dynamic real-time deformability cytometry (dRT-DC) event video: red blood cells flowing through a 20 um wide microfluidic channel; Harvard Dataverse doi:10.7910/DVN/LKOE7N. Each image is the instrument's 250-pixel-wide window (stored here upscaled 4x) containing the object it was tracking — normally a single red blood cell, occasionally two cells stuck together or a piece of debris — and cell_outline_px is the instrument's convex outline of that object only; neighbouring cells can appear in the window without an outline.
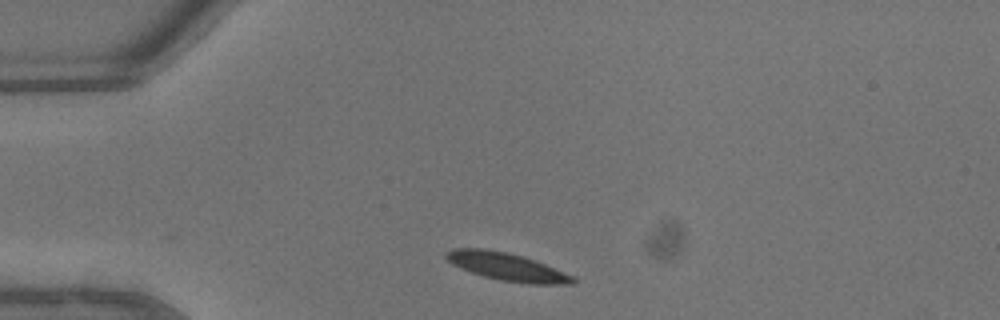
{"species": "common noctule bat (a hibernating species)", "species_latin": "Nyctalus noctula", "temperature_condition": "warm", "stored_images_in_passage": 27, "camera_frame_rate_fps": 3000, "um_per_image_px": 0.085, "animal": {"sex": "male", "body_mass_g": 13.3}, "frame": {"image": 1, "passage_image": 1, "time_ms": 0.0, "image_size_px": [1000, 320], "cell_outline_px": [[576, 284], [528, 284], [500, 280], [484, 276], [460, 268], [452, 264], [444, 256], [444, 252], [452, 248], [484, 248], [508, 252], [536, 260], [572, 276], [576, 280]], "centroid_in_image_um": [43.05, 22.66], "position_along_channel_um": 41.9, "area_um2": 20.58}}
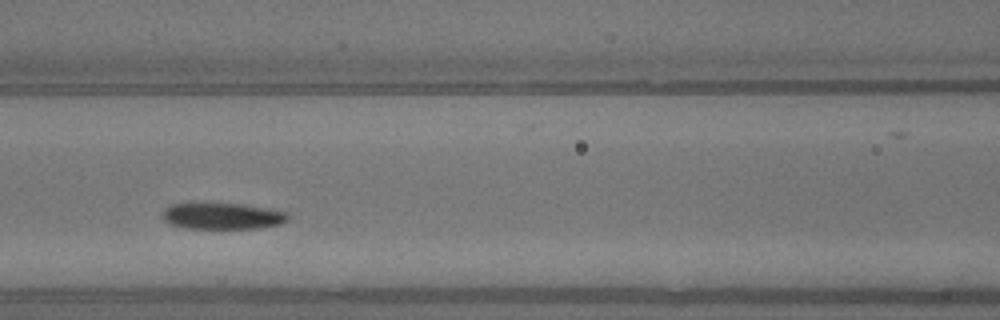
{"frame": {"image": 2, "passage_image": 10, "time_ms": 3.0, "image_size_px": [1000, 320], "cell_outline_px": [[288, 220], [280, 224], [260, 228], [220, 232], [184, 228], [168, 224], [160, 216], [164, 208], [172, 204], [192, 200], [244, 204], [268, 208], [288, 212]], "centroid_in_image_um": [18.8, 18.37], "position_along_channel_um": 147.8, "area_um2": 21.44}}
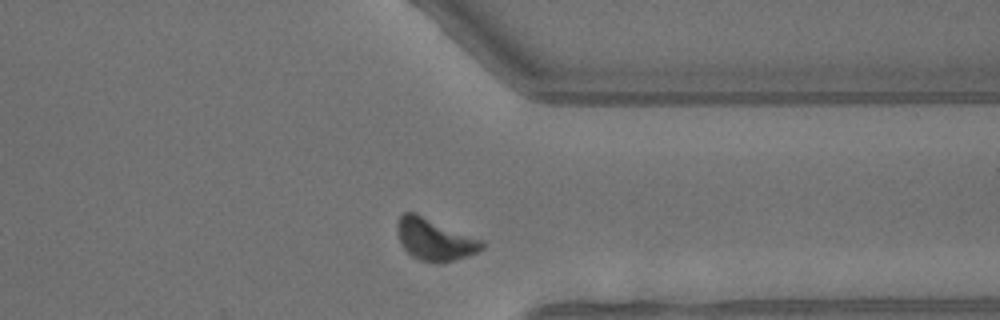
{"frame": {"image": 3, "passage_image": 25, "time_ms": 8.0, "image_size_px": [1000, 320], "cell_outline_px": [[484, 248], [476, 252], [456, 260], [440, 264], [436, 264], [420, 260], [412, 256], [404, 248], [396, 232], [396, 224], [400, 216], [404, 212], [412, 212], [484, 240]], "centroid_in_image_um": [36.95, 20.38], "position_along_channel_um": 374.5, "area_um2": 20.63}, "authors_computed_cell_mechanics": {"area_um2": 20.519, "velocity_mm_per_s": 4.5872, "shape_relaxation_time_tau1_ms": 2.1775, "shape_relaxation_time_tau2_ms": null, "deformation_change_tau1": 0.1336, "deformation_change_tau2": null}}